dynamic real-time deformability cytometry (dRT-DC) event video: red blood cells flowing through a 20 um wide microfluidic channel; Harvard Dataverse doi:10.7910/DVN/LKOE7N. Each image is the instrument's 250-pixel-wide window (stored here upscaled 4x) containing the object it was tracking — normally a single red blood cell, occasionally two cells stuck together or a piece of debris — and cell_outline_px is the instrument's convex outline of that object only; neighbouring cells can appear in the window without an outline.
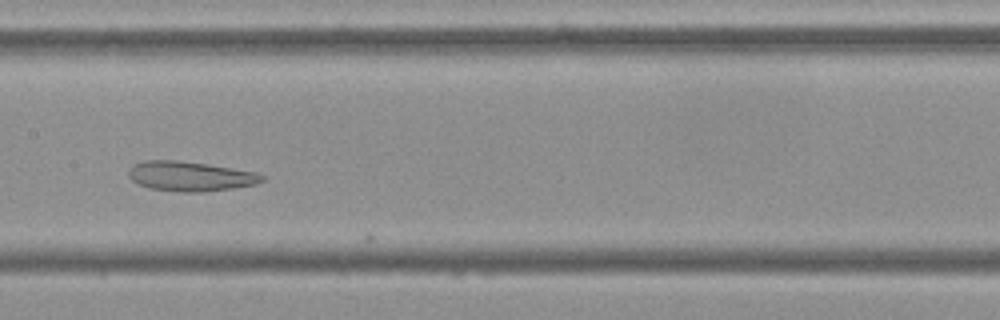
{"species": "Egyptian fruit bat (a non-hibernating species)", "species_latin": "Rousettus aegyptiacus", "temperature_condition": "cold", "stored_images_in_passage": 50, "camera_frame_rate_fps": 3000, "um_per_image_px": 0.085, "frame": {"image": 1, "passage_image": 23, "time_ms": 7.333, "image_size_px": [1000, 320], "cell_outline_px": [[264, 180], [256, 184], [232, 188], [204, 192], [180, 192], [152, 188], [140, 184], [132, 180], [128, 176], [128, 168], [132, 164], [144, 160], [176, 160], [208, 164], [256, 172], [264, 176]], "centroid_in_image_um": [16.15, 14.97], "position_along_channel_um": 191.3, "area_um2": 23.12}}
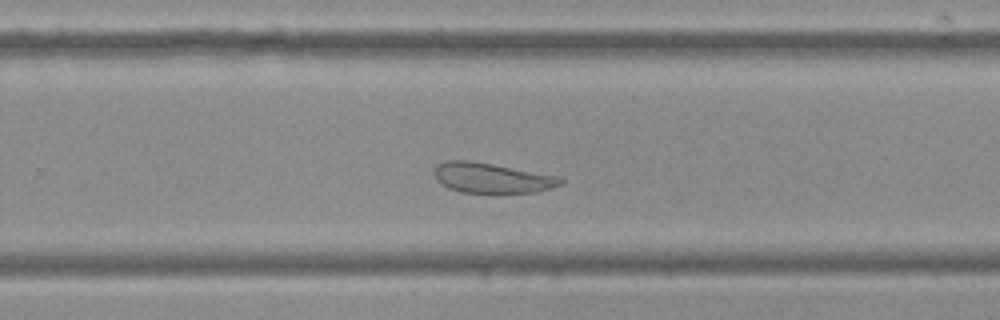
{"frame": {"image": 2, "passage_image": 31, "time_ms": 10.0, "image_size_px": [1000, 320], "cell_outline_px": [[564, 180], [560, 184], [552, 188], [536, 192], [460, 192], [448, 188], [440, 184], [436, 180], [432, 172], [440, 164], [448, 160], [468, 160], [492, 164], [556, 176]], "centroid_in_image_um": [41.74, 15.13], "position_along_channel_um": 288.1, "area_um2": 21.79}}
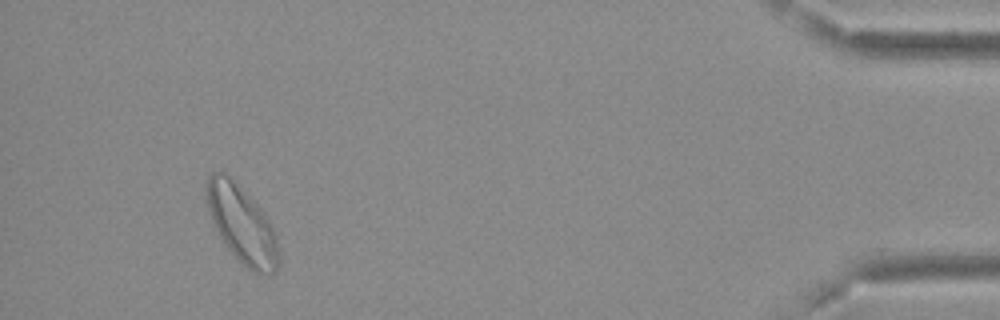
{"frame": {"image": 3, "passage_image": 47, "time_ms": 15.333, "image_size_px": [1000, 320], "cell_outline_px": [[280, 264], [276, 272], [268, 276], [252, 272], [224, 244], [208, 212], [204, 200], [204, 196], [208, 176], [212, 172], [224, 172], [264, 212], [276, 232], [280, 256]], "centroid_in_image_um": [20.58, 19.12], "position_along_channel_um": 414.6, "area_um2": 32.66}, "authors_computed_cell_mechanics": {"area_um2": 27.5706, "velocity_mm_per_s": 3.6464, "shape_relaxation_time_tau1_ms": null, "shape_relaxation_time_tau2_ms": 3.1924, "deformation_change_tau1": null, "deformation_change_tau2": 0.1062}}